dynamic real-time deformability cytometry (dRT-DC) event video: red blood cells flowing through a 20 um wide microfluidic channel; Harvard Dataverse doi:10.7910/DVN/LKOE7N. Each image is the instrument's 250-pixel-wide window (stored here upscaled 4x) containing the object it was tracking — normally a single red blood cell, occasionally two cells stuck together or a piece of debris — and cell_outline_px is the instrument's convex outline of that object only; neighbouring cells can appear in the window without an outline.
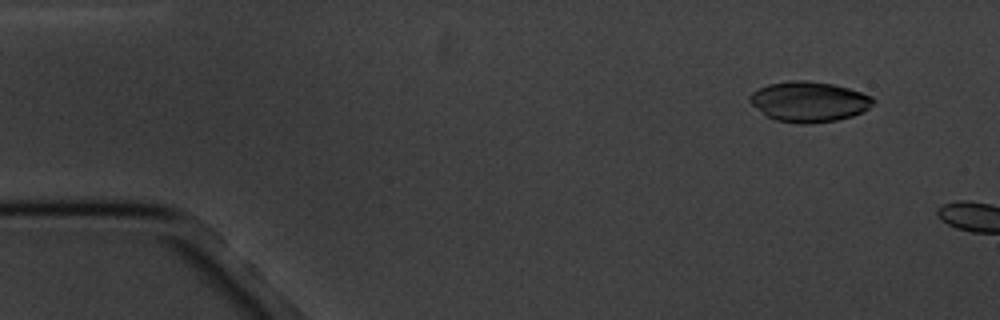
{"species": "common noctule bat (a hibernating species)", "species_latin": "Nyctalus noctula", "temperature_condition": "cold", "stored_images_in_passage": 3, "camera_frame_rate_fps": 3000, "um_per_image_px": 0.085, "animal": {"sex": "male", "body_mass_g": 20.1, "forearm_length_mm": 53.5}, "frame": {"image": 1, "passage_image": 2, "time_ms": 1.0, "image_size_px": [1000, 320], "cell_outline_px": [[876, 100], [868, 108], [852, 116], [836, 120], [812, 124], [800, 124], [776, 120], [768, 116], [752, 104], [748, 100], [748, 96], [752, 92], [768, 84], [788, 80], [808, 80], [832, 84], [848, 88], [872, 96]], "centroid_in_image_um": [68.75, 8.63], "position_along_channel_um": 16.2, "area_um2": 28.9}}